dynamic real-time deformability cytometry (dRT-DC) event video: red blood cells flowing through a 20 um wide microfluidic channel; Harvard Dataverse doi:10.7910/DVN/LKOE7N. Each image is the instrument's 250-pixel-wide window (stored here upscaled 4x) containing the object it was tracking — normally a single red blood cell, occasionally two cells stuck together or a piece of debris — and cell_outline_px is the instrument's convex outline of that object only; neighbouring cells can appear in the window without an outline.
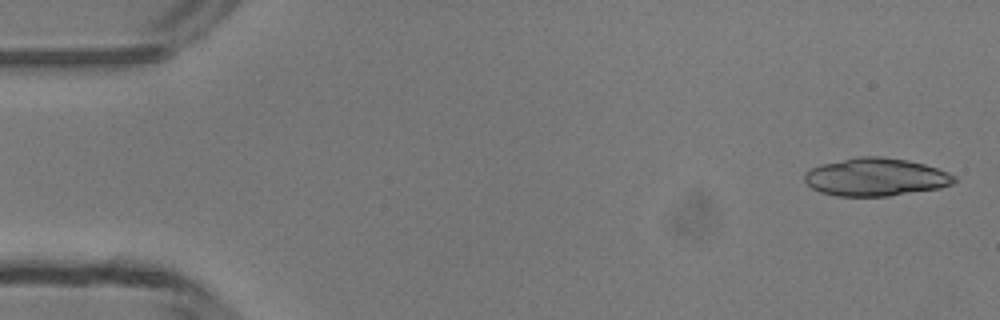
{"species": "common noctule bat (a hibernating species)", "species_latin": "Nyctalus noctula", "temperature_condition": "room temperature", "stored_images_in_passage": 5, "camera_frame_rate_fps": 3000, "um_per_image_px": 0.085, "animal": {"sex": "male", "body_mass_g": 13.3}, "frame": {"image": 1, "passage_image": 1, "time_ms": 0.0, "image_size_px": [1000, 320], "cell_outline_px": [[956, 180], [952, 184], [940, 188], [888, 196], [836, 196], [820, 192], [812, 188], [804, 180], [804, 172], [820, 164], [860, 156], [880, 156], [908, 160], [924, 164], [948, 172], [956, 176]], "centroid_in_image_um": [74.43, 15.05], "position_along_channel_um": 10.6, "area_um2": 33.12}}
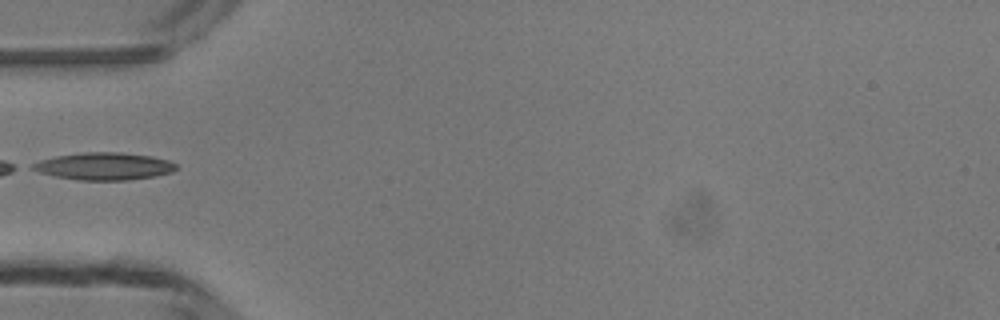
{"frame": {"image": 2, "passage_image": 5, "time_ms": 4.667, "image_size_px": [1000, 320], "cell_outline_px": [[176, 168], [172, 172], [156, 176], [128, 180], [80, 180], [56, 176], [40, 172], [32, 168], [32, 164], [40, 160], [56, 156], [80, 152], [120, 152], [152, 156], [168, 160], [176, 164]], "centroid_in_image_um": [8.88, 14.12], "position_along_channel_um": 76.1, "area_um2": 22.77}}